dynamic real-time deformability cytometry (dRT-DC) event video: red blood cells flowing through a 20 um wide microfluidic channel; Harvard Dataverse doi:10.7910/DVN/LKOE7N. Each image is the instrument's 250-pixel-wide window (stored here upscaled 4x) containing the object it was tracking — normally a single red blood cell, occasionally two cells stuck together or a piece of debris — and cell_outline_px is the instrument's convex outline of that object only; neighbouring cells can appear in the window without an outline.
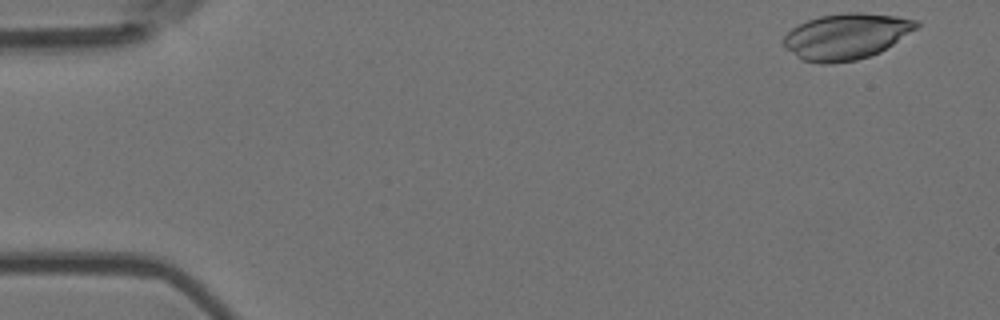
{"species": "Egyptian fruit bat (a non-hibernating species)", "species_latin": "Rousettus aegyptiacus", "temperature_condition": "room temperature", "stored_images_in_passage": 4, "camera_frame_rate_fps": 3000, "um_per_image_px": 0.085, "animal": {"sex": "female"}, "frame": {"image": 1, "passage_image": 1, "time_ms": 0.0, "image_size_px": [1000, 320], "cell_outline_px": [[920, 24], [916, 28], [880, 52], [856, 60], [832, 64], [820, 64], [800, 60], [784, 48], [784, 36], [792, 28], [808, 20], [820, 16], [844, 12], [860, 12], [896, 16], [920, 20]], "centroid_in_image_um": [71.9, 3.1], "position_along_channel_um": 13.1, "area_um2": 35.6}}